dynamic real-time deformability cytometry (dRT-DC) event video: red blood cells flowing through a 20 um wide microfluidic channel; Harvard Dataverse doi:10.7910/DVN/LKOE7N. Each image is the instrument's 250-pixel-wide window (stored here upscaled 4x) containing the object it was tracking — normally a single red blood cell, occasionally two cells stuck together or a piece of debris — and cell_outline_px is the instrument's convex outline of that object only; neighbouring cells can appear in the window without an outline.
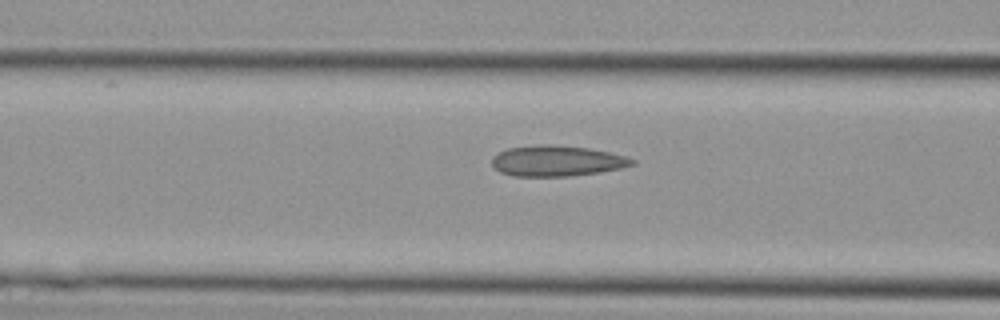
{"species": "Egyptian fruit bat (a non-hibernating species)", "species_latin": "Rousettus aegyptiacus", "temperature_condition": "cold", "stored_images_in_passage": 9, "camera_frame_rate_fps": 3000, "um_per_image_px": 0.085, "animal": {"sex": "female"}, "frame": {"image": 1, "passage_image": 7, "time_ms": 2.0, "image_size_px": [1000, 320], "cell_outline_px": [[636, 164], [620, 168], [600, 172], [572, 176], [512, 176], [500, 172], [492, 164], [492, 156], [496, 152], [508, 148], [548, 144], [588, 148], [628, 156], [636, 160]], "centroid_in_image_um": [47.34, 13.68], "position_along_channel_um": 119.3, "area_um2": 25.14}}